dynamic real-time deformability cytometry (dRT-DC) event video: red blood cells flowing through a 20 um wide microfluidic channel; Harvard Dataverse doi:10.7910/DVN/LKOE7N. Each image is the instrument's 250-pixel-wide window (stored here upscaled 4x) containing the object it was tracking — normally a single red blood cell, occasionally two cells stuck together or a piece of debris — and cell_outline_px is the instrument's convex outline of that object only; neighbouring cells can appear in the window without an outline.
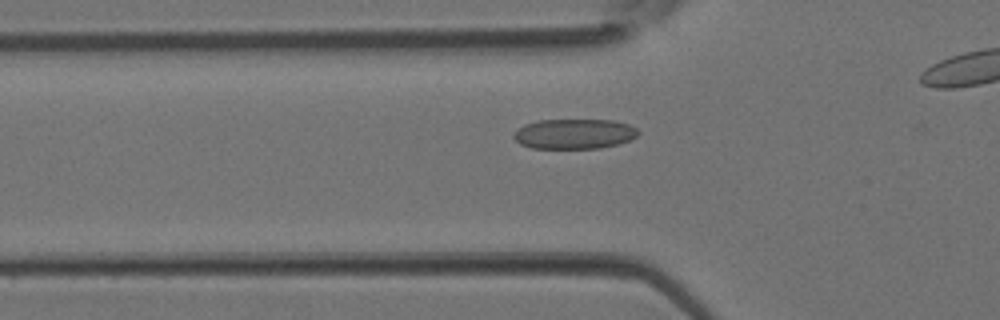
{"species": "Egyptian fruit bat (a non-hibernating species)", "species_latin": "Rousettus aegyptiacus", "temperature_condition": "room temperature", "stored_images_in_passage": 5, "camera_frame_rate_fps": 3000, "um_per_image_px": 0.085, "animal": {"sex": "female"}, "frame": {"image": 1, "passage_image": 4, "time_ms": 1.0, "image_size_px": [1000, 320], "cell_outline_px": [[640, 132], [636, 136], [628, 140], [616, 144], [600, 148], [532, 148], [520, 144], [512, 136], [516, 128], [524, 124], [536, 120], [612, 120], [628, 124], [636, 128]], "centroid_in_image_um": [48.76, 11.37], "position_along_channel_um": 77.0, "area_um2": 21.79}}